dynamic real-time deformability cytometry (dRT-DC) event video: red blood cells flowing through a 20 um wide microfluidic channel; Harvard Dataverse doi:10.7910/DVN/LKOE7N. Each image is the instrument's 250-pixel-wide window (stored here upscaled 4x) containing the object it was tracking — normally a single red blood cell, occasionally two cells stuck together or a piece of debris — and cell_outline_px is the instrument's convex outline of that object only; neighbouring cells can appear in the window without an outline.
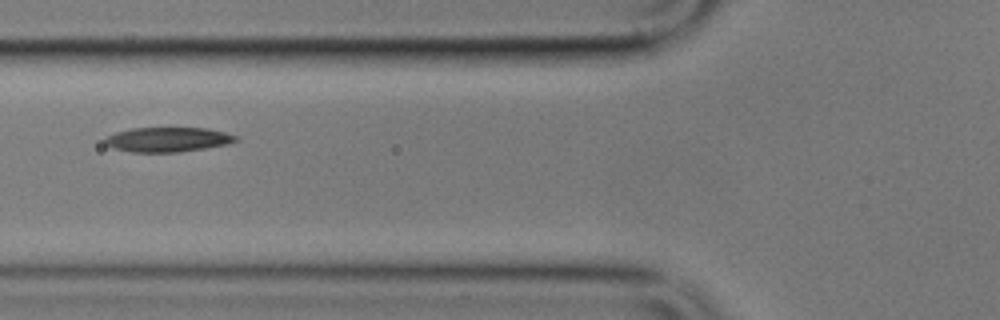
{"species": "common noctule bat (a hibernating species)", "species_latin": "Nyctalus noctula", "temperature_condition": "cold", "stored_images_in_passage": 10, "camera_frame_rate_fps": 3000, "um_per_image_px": 0.085, "animal": {"sex": "male", "body_mass_g": 17.9}, "frame": {"image": 1, "passage_image": 5, "time_ms": 5.667, "image_size_px": [1000, 320], "cell_outline_px": [[240, 140], [228, 144], [180, 152], [132, 152], [112, 148], [104, 144], [104, 140], [108, 136], [116, 132], [132, 128], [208, 128], [224, 132], [236, 136]], "centroid_in_image_um": [14.26, 11.86], "position_along_channel_um": 111.5, "area_um2": 18.79}}
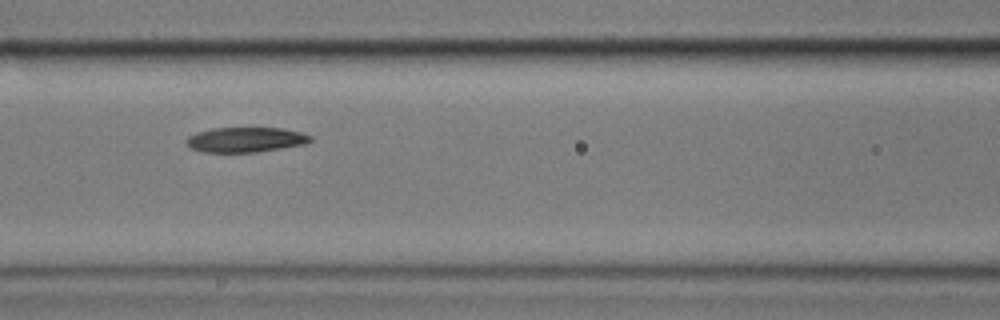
{"frame": {"image": 2, "passage_image": 6, "time_ms": 6.667, "image_size_px": [1000, 320], "cell_outline_px": [[312, 140], [304, 144], [256, 152], [204, 152], [192, 148], [184, 140], [188, 136], [196, 132], [212, 128], [284, 128], [300, 132], [312, 136]], "centroid_in_image_um": [20.86, 11.86], "position_along_channel_um": 145.7, "area_um2": 17.98}}
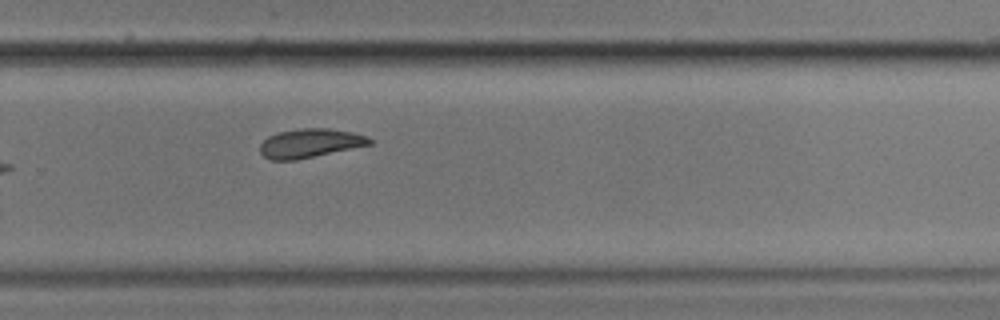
{"frame": {"image": 3, "passage_image": 10, "time_ms": 11.333, "image_size_px": [1000, 320], "cell_outline_px": [[372, 144], [296, 160], [272, 160], [264, 156], [260, 152], [260, 144], [268, 136], [280, 132], [300, 128], [328, 128], [352, 132], [368, 136], [372, 140]], "centroid_in_image_um": [26.36, 12.17], "position_along_channel_um": 303.4, "area_um2": 18.38}}